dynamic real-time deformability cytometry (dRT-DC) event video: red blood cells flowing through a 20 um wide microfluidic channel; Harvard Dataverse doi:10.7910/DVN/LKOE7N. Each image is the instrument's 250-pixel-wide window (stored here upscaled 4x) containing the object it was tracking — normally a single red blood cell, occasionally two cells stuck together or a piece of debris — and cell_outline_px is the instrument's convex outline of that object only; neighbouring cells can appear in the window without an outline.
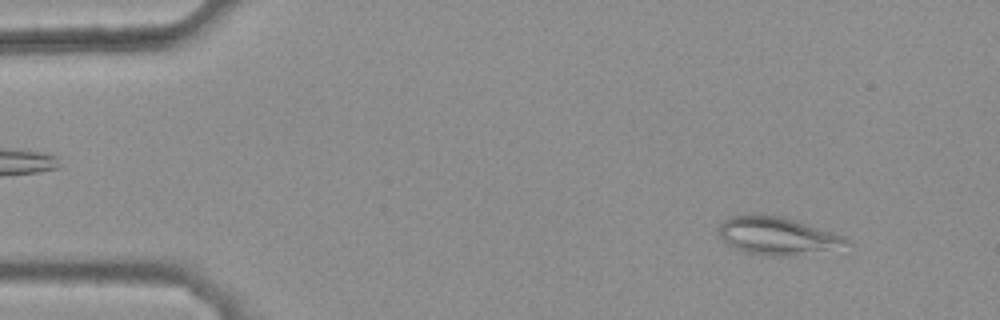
{"species": "common noctule bat (a hibernating species)", "species_latin": "Nyctalus noctula", "temperature_condition": "warm", "stored_images_in_passage": 43, "camera_frame_rate_fps": 3000, "um_per_image_px": 0.085, "animal": {"sex": "female", "body_mass_g": 25.1}, "frame": {"image": 1, "passage_image": 5, "time_ms": 1.333, "image_size_px": [1000, 320], "cell_outline_px": [[852, 244], [788, 256], [768, 256], [744, 252], [728, 244], [720, 236], [720, 224], [728, 216], [752, 212], [780, 216], [796, 220], [844, 236]], "centroid_in_image_um": [65.99, 20.0], "position_along_channel_um": 19.0, "area_um2": 27.92}}
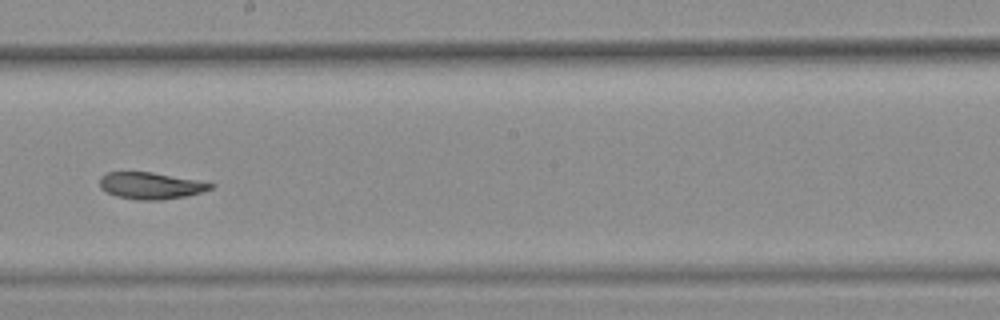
{"frame": {"image": 2, "passage_image": 29, "time_ms": 9.333, "image_size_px": [1000, 320], "cell_outline_px": [[216, 184], [212, 188], [200, 192], [184, 196], [160, 200], [136, 200], [116, 196], [100, 188], [100, 176], [108, 172], [152, 172], [208, 180]], "centroid_in_image_um": [12.88, 15.76], "position_along_channel_um": 235.3, "area_um2": 17.63}}
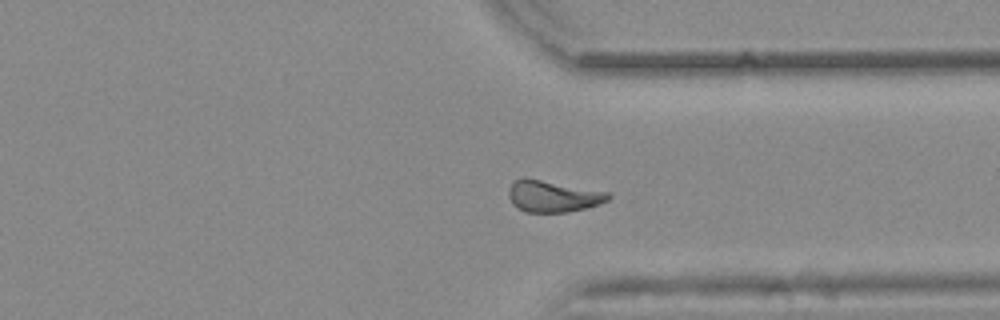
{"frame": {"image": 3, "passage_image": 39, "time_ms": 12.667, "image_size_px": [1000, 320], "cell_outline_px": [[612, 196], [608, 200], [600, 204], [588, 208], [568, 212], [524, 212], [516, 208], [512, 204], [508, 196], [508, 188], [512, 180], [524, 176], [528, 176], [608, 192]], "centroid_in_image_um": [46.95, 16.65], "position_along_channel_um": 364.4, "area_um2": 19.07}, "authors_computed_cell_mechanics": {"area_um2": 18.6116, "velocity_mm_per_s": 3.8587, "shape_relaxation_time_tau1_ms": null, "shape_relaxation_time_tau2_ms": 9.9111, "deformation_change_tau1": null, "deformation_change_tau2": 0.1292}}